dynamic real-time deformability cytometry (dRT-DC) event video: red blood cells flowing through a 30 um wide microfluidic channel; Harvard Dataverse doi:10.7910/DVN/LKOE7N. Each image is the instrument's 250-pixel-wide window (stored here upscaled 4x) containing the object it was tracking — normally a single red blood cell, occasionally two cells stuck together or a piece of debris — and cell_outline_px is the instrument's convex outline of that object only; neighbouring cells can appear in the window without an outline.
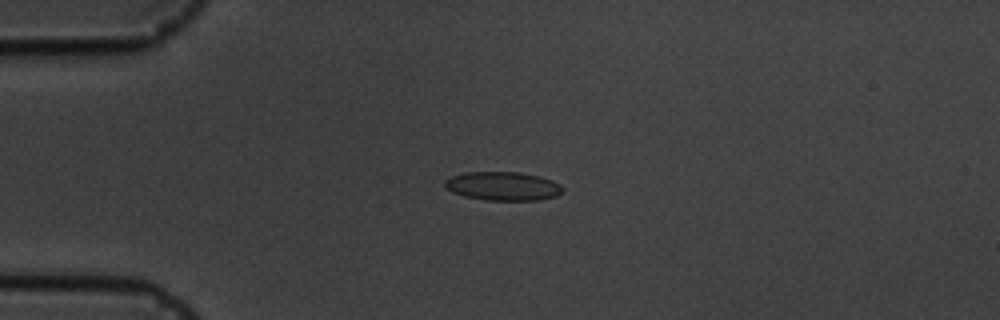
{"species": "common noctule bat (a hibernating species)", "species_latin": "Nyctalus noctula", "temperature_condition": "cold", "stored_images_in_passage": 5, "camera_frame_rate_fps": 3000, "um_per_image_px": 0.085, "animal": {"sex": "male", "body_mass_g": 19.5, "forearm_length_mm": 54.6}, "frame": {"image": 1, "passage_image": 4, "time_ms": 3.667, "image_size_px": [1000, 320], "cell_outline_px": [[564, 192], [556, 196], [540, 200], [484, 200], [464, 196], [452, 192], [444, 184], [444, 180], [452, 176], [464, 172], [520, 172], [540, 176], [552, 180], [560, 184], [564, 188]], "centroid_in_image_um": [42.78, 15.82], "position_along_channel_um": 42.2, "area_um2": 19.88}}